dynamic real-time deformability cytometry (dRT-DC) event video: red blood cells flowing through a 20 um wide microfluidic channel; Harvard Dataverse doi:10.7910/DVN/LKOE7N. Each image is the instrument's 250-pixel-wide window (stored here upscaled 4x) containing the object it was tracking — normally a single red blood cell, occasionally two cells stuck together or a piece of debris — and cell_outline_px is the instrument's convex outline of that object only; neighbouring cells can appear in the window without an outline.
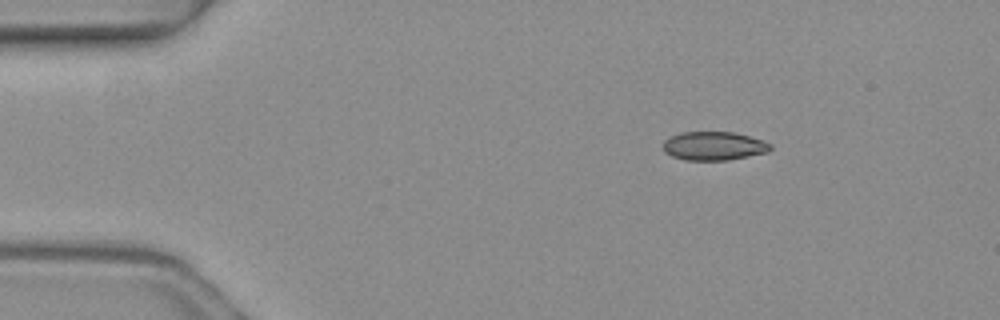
{"species": "common noctule bat (a hibernating species)", "species_latin": "Nyctalus noctula", "temperature_condition": "warm", "stored_images_in_passage": 4, "segment_of_instrument_passage": [1, 2], "camera_frame_rate_fps": 3000, "um_per_image_px": 0.085, "animal": {"sex": "female", "body_mass_g": 19.3, "forearm_length_mm": 54.1}, "frame": {"image": 1, "passage_image": 1, "time_ms": 0.0, "image_size_px": [1000, 320], "cell_outline_px": [[772, 148], [768, 152], [728, 160], [684, 160], [672, 156], [664, 152], [664, 140], [680, 132], [732, 132], [764, 140], [772, 144]], "centroid_in_image_um": [60.69, 12.41], "position_along_channel_um": 24.3, "area_um2": 17.92}}